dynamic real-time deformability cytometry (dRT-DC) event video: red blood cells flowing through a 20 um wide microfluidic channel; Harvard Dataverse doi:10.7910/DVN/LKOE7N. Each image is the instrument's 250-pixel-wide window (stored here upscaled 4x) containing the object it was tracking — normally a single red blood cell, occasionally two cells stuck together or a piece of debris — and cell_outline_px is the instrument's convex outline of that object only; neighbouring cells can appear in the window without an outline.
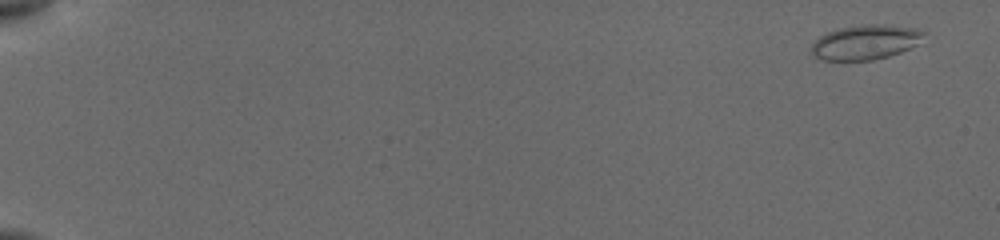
{"species": "common noctule bat (a hibernating species)", "species_latin": "Nyctalus noctula", "temperature_condition": "cold", "stored_images_in_passage": 35, "camera_frame_rate_fps": 3000, "um_per_image_px": 0.085, "animal": {"sex": "female", "body_mass_g": 19.5, "forearm_length_mm": 54.1}, "frame": {"image": 1, "passage_image": 1, "time_ms": 0.0, "image_size_px": [1000, 240], "cell_outline_px": [[924, 32], [916, 44], [900, 52], [888, 56], [872, 60], [824, 60], [812, 56], [812, 44], [816, 40], [828, 32], [840, 28], [896, 28]], "centroid_in_image_um": [73.41, 3.69], "position_along_channel_um": 11.6, "area_um2": 20.63}}
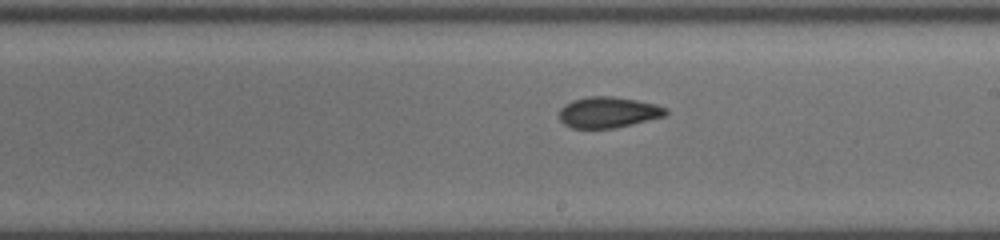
{"frame": {"image": 2, "passage_image": 21, "time_ms": 10.667, "image_size_px": [1000, 240], "cell_outline_px": [[668, 112], [664, 116], [616, 128], [572, 128], [564, 124], [560, 120], [560, 108], [572, 100], [588, 96], [612, 96], [636, 100], [656, 104], [668, 108]], "centroid_in_image_um": [51.7, 9.54], "position_along_channel_um": 237.3, "area_um2": 19.19}}
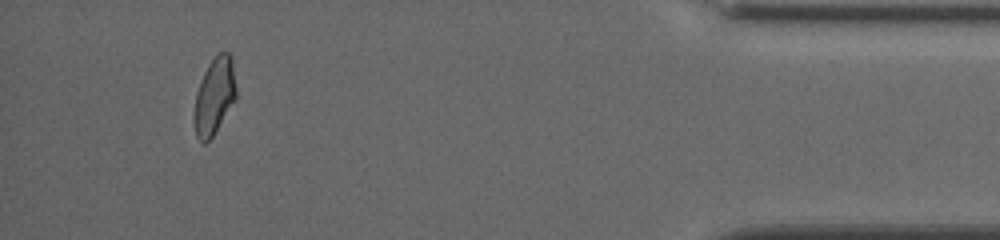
{"frame": {"image": 3, "passage_image": 33, "time_ms": 16.667, "image_size_px": [1000, 240], "cell_outline_px": [[236, 100], [212, 136], [204, 144], [196, 136], [192, 120], [192, 116], [196, 92], [200, 80], [208, 64], [220, 52], [228, 52], [232, 56], [236, 88]], "centroid_in_image_um": [18.2, 8.18], "position_along_channel_um": 417.0, "area_um2": 19.02}, "authors_computed_cell_mechanics": {"area_um2": 19.4786, "velocity_mm_per_s": 3.843, "shape_relaxation_time_tau1_ms": null, "shape_relaxation_time_tau2_ms": 2.3154, "deformation_change_tau1": null, "deformation_change_tau2": 0.0591}}